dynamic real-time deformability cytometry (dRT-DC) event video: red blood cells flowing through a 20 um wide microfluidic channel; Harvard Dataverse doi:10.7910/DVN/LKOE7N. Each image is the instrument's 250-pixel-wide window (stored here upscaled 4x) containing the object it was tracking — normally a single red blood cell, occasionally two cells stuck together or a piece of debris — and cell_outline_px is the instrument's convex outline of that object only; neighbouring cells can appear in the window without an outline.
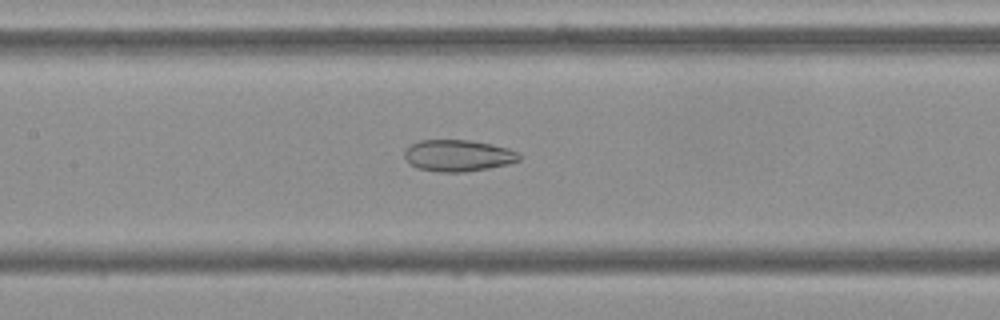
{"species": "Egyptian fruit bat (a non-hibernating species)", "species_latin": "Rousettus aegyptiacus", "temperature_condition": "cold", "stored_images_in_passage": 53, "camera_frame_rate_fps": 3000, "um_per_image_px": 0.085, "frame": {"image": 1, "passage_image": 24, "time_ms": 7.667, "image_size_px": [1000, 320], "cell_outline_px": [[520, 160], [508, 164], [488, 168], [464, 172], [440, 172], [416, 168], [404, 156], [404, 152], [412, 144], [420, 140], [468, 140], [492, 144], [508, 148], [520, 152]], "centroid_in_image_um": [38.97, 13.22], "position_along_channel_um": 168.4, "area_um2": 21.04}}
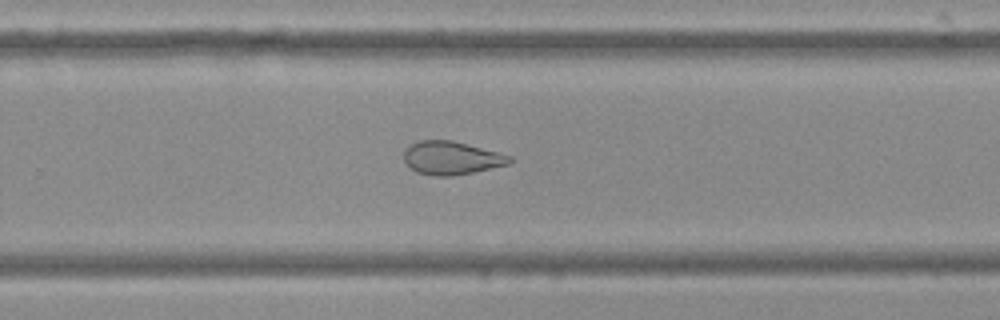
{"frame": {"image": 2, "passage_image": 34, "time_ms": 11.0, "image_size_px": [1000, 320], "cell_outline_px": [[512, 160], [508, 164], [472, 172], [452, 176], [436, 176], [416, 172], [408, 168], [404, 160], [404, 148], [408, 144], [420, 140], [452, 140], [500, 152], [512, 156]], "centroid_in_image_um": [38.33, 13.41], "position_along_channel_um": 291.5, "area_um2": 20.69}}
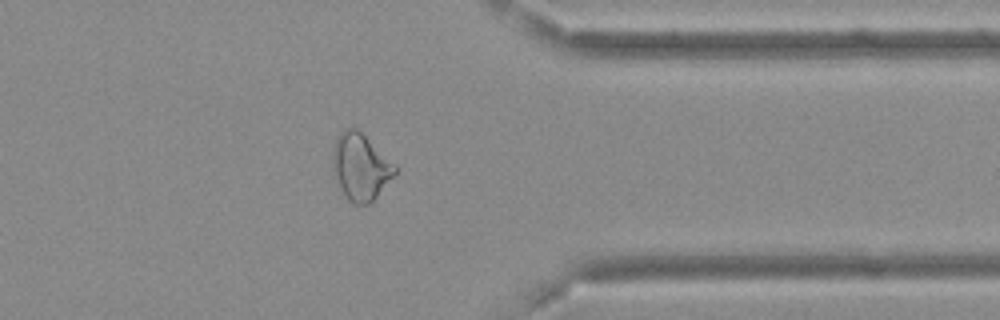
{"frame": {"image": 3, "passage_image": 42, "time_ms": 13.667, "image_size_px": [1000, 320], "cell_outline_px": [[396, 172], [376, 196], [368, 204], [352, 204], [348, 200], [340, 188], [332, 172], [332, 148], [336, 136], [340, 132], [348, 128], [356, 128], [396, 164]], "centroid_in_image_um": [30.6, 14.17], "position_along_channel_um": 380.8, "area_um2": 24.1}, "authors_computed_cell_mechanics": {"area_um2": 26.0678, "velocity_mm_per_s": 3.699, "shape_relaxation_time_tau1_ms": null, "shape_relaxation_time_tau2_ms": 3.3916, "deformation_change_tau1": null, "deformation_change_tau2": 0.1108}}